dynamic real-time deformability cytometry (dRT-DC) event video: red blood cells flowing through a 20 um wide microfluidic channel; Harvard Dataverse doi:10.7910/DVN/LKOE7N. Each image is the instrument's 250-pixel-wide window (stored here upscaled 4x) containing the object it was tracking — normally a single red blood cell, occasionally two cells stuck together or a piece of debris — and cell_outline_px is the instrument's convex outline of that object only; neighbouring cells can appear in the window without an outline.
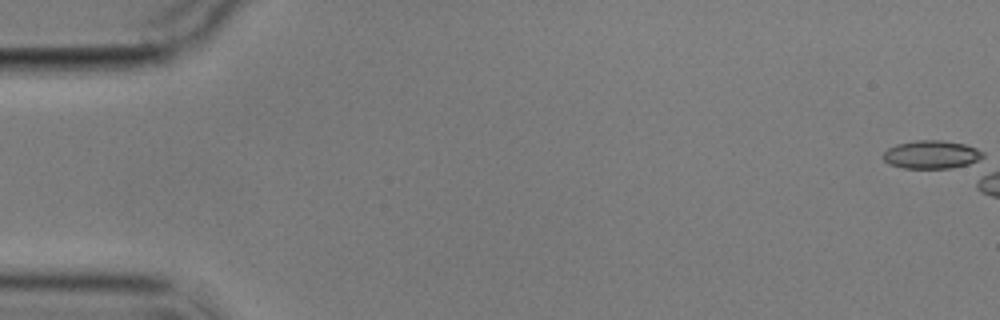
{"species": "common noctule bat (a hibernating species)", "species_latin": "Nyctalus noctula", "temperature_condition": "cold", "stored_images_in_passage": 12, "camera_frame_rate_fps": 3000, "um_per_image_px": 0.085, "animal": {"sex": "male", "body_mass_g": 17.9}, "frame": {"image": 1, "passage_image": 1, "time_ms": 0.0, "image_size_px": [1000, 320], "cell_outline_px": [[984, 156], [968, 164], [952, 168], [904, 168], [888, 164], [884, 160], [884, 152], [888, 148], [896, 144], [916, 140], [940, 140], [964, 144], [976, 148], [984, 152]], "centroid_in_image_um": [79.16, 13.13], "position_along_channel_um": 5.8, "area_um2": 16.3}}
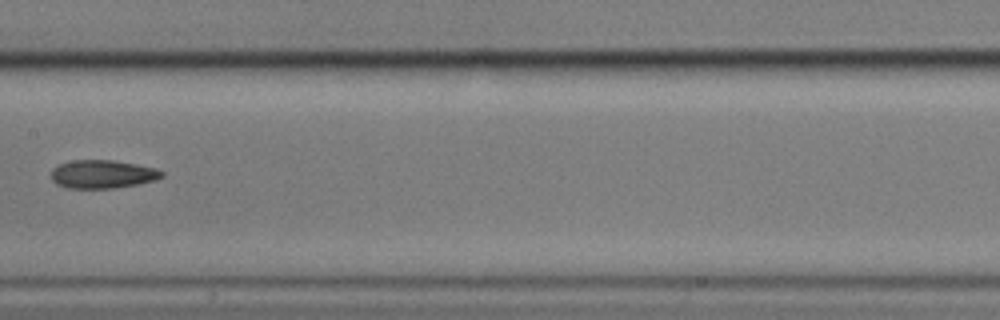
{"frame": {"image": 2, "passage_image": 9, "time_ms": 11.0, "image_size_px": [1000, 320], "cell_outline_px": [[164, 176], [156, 180], [136, 184], [112, 188], [68, 188], [56, 184], [52, 180], [52, 168], [60, 164], [72, 160], [112, 160], [136, 164], [156, 168], [164, 172]], "centroid_in_image_um": [8.72, 14.8], "position_along_channel_um": 198.7, "area_um2": 18.21}}
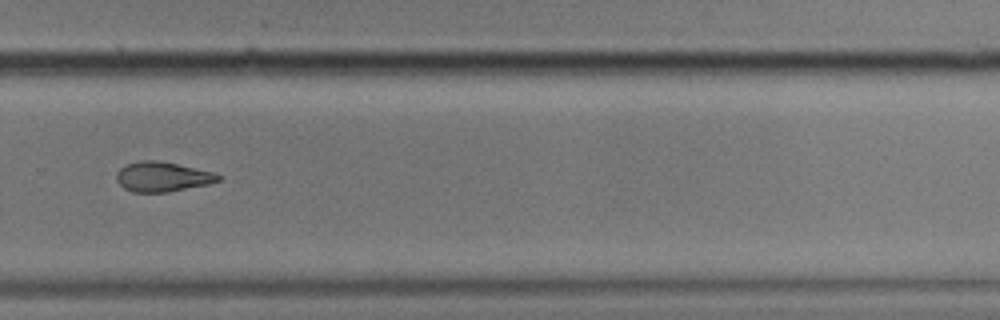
{"frame": {"image": 3, "passage_image": 12, "time_ms": 14.333, "image_size_px": [1000, 320], "cell_outline_px": [[224, 176], [220, 180], [208, 184], [168, 192], [132, 192], [124, 188], [116, 180], [116, 172], [120, 168], [128, 164], [140, 160], [156, 160], [216, 172]], "centroid_in_image_um": [13.83, 15.02], "position_along_channel_um": 316.0, "area_um2": 17.74}}